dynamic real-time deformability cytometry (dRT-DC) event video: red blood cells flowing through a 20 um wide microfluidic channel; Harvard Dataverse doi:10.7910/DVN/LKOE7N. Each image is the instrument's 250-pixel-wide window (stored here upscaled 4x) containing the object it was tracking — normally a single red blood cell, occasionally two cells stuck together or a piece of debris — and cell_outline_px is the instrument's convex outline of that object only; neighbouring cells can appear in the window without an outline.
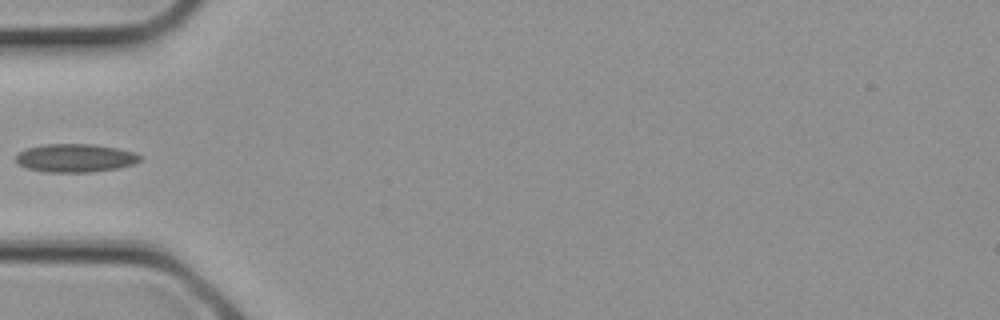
{"species": "common noctule bat (a hibernating species)", "species_latin": "Nyctalus noctula", "temperature_condition": "cold", "stored_images_in_passage": 3, "camera_frame_rate_fps": 3000, "um_per_image_px": 0.085, "animal": {"sex": "female", "body_mass_g": 21.9}, "frame": {"image": 1, "passage_image": 3, "time_ms": 0.667, "image_size_px": [1000, 320], "cell_outline_px": [[140, 160], [132, 164], [116, 168], [92, 172], [44, 172], [28, 168], [20, 164], [16, 160], [16, 156], [20, 152], [28, 148], [44, 144], [92, 144], [116, 148], [136, 152], [140, 156]], "centroid_in_image_um": [6.4, 13.43], "position_along_channel_um": 78.6, "area_um2": 20.23}}